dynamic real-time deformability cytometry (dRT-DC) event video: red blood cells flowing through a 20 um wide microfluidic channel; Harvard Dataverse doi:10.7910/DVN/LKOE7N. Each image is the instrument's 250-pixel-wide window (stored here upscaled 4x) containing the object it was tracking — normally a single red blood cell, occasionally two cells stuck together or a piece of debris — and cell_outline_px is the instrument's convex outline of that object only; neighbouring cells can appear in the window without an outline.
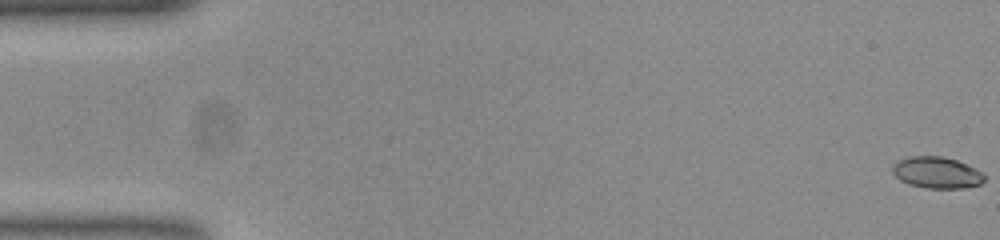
{"species": "common noctule bat (a hibernating species)", "species_latin": "Nyctalus noctula", "temperature_condition": "room temperature", "stored_images_in_passage": 55, "camera_frame_rate_fps": 3000, "um_per_image_px": 0.085, "animal": {"sex": "female", "body_mass_g": 23.0, "forearm_length_mm": 53.4}, "frame": {"image": 1, "passage_image": 1, "time_ms": 0.0, "image_size_px": [1000, 240], "cell_outline_px": [[984, 180], [980, 184], [964, 188], [928, 188], [908, 184], [900, 180], [892, 172], [892, 168], [900, 160], [908, 156], [940, 156], [956, 160], [976, 168], [984, 176]], "centroid_in_image_um": [79.62, 14.67], "position_along_channel_um": 5.4, "area_um2": 16.65}}
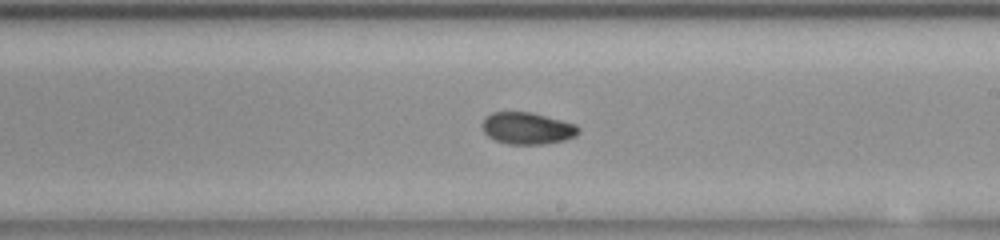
{"frame": {"image": 2, "passage_image": 32, "time_ms": 10.333, "image_size_px": [1000, 240], "cell_outline_px": [[580, 132], [576, 136], [564, 140], [544, 144], [508, 144], [496, 140], [488, 136], [484, 132], [480, 124], [484, 116], [492, 112], [532, 112], [576, 124], [580, 128]], "centroid_in_image_um": [44.8, 10.89], "position_along_channel_um": 244.2, "area_um2": 18.09}}
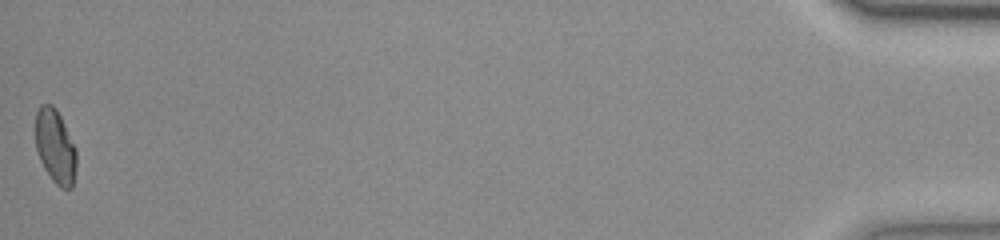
{"frame": {"image": 3, "passage_image": 55, "time_ms": 18.0, "image_size_px": [1000, 240], "cell_outline_px": [[76, 168], [72, 188], [60, 188], [52, 180], [44, 168], [40, 160], [36, 148], [36, 112], [40, 104], [52, 104], [56, 108], [76, 148]], "centroid_in_image_um": [4.7, 12.45], "position_along_channel_um": 430.5, "area_um2": 17.63}, "authors_computed_cell_mechanics": {"area_um2": 17.7446, "velocity_mm_per_s": 3.7712, "shape_relaxation_time_tau1_ms": null, "shape_relaxation_time_tau2_ms": 2.0358, "deformation_change_tau1": null, "deformation_change_tau2": 0.0505}}